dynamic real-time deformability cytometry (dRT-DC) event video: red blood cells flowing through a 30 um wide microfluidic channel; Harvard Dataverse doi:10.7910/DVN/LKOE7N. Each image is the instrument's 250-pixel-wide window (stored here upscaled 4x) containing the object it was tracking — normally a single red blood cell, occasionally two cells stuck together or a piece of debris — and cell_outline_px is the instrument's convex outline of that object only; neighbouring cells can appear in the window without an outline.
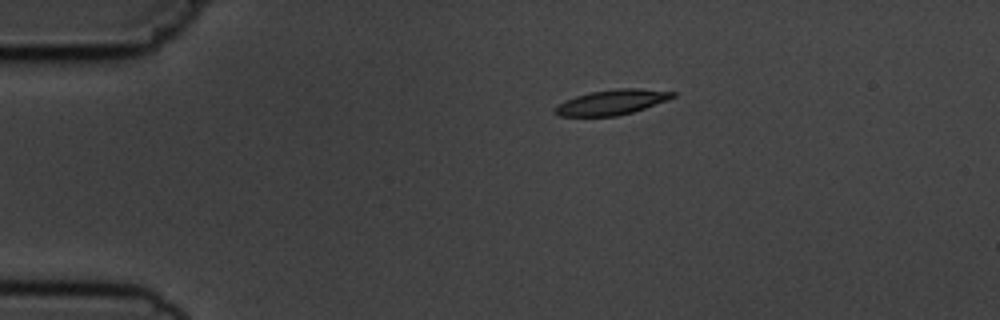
{"species": "common noctule bat (a hibernating species)", "species_latin": "Nyctalus noctula", "temperature_condition": "cold", "stored_images_in_passage": 6, "camera_frame_rate_fps": 3000, "um_per_image_px": 0.085, "animal": {"sex": "male", "body_mass_g": 19.5, "forearm_length_mm": 54.6}, "frame": {"image": 1, "passage_image": 3, "time_ms": 2.333, "image_size_px": [1000, 320], "cell_outline_px": [[676, 96], [668, 100], [632, 112], [616, 116], [560, 116], [552, 112], [556, 104], [564, 100], [576, 96], [592, 92], [620, 88], [636, 88], [676, 92]], "centroid_in_image_um": [51.97, 8.69], "position_along_channel_um": 33.0, "area_um2": 17.17}}
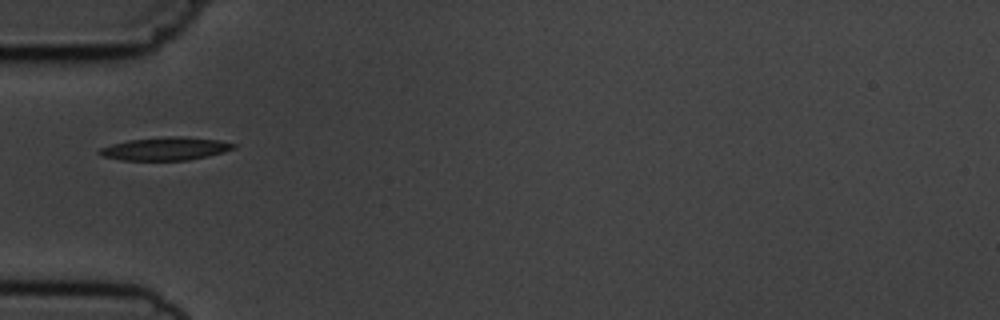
{"frame": {"image": 2, "passage_image": 5, "time_ms": 4.667, "image_size_px": [1000, 320], "cell_outline_px": [[236, 148], [224, 152], [208, 156], [188, 160], [120, 160], [100, 156], [96, 152], [100, 148], [112, 144], [128, 140], [164, 136], [184, 136], [220, 140], [236, 144]], "centroid_in_image_um": [14.05, 12.63], "position_along_channel_um": 70.9, "area_um2": 18.26}}
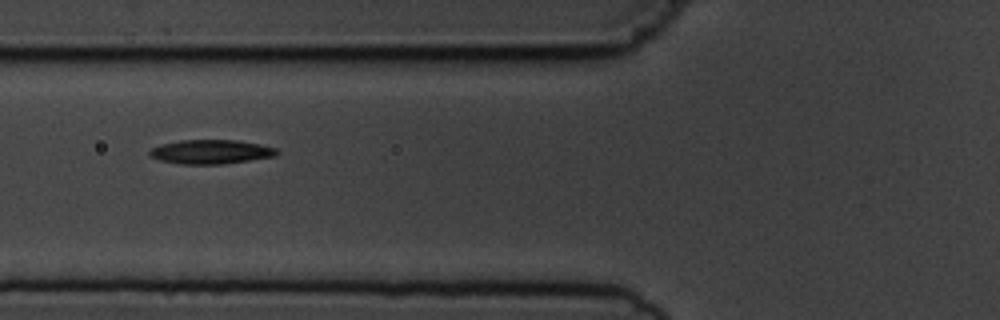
{"frame": {"image": 3, "passage_image": 6, "time_ms": 5.667, "image_size_px": [1000, 320], "cell_outline_px": [[280, 152], [276, 156], [220, 164], [180, 164], [160, 160], [148, 156], [148, 152], [152, 148], [164, 144], [180, 140], [240, 140], [260, 144], [276, 148]], "centroid_in_image_um": [17.94, 12.9], "position_along_channel_um": 107.9, "area_um2": 17.86}}